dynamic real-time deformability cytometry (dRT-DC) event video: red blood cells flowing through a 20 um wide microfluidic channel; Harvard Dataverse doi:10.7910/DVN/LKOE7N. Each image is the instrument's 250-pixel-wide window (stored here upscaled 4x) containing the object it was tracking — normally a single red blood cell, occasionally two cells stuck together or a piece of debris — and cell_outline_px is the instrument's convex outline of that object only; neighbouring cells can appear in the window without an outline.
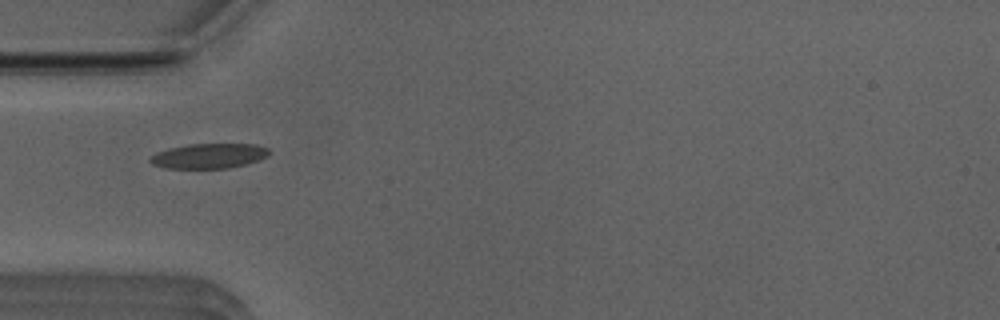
{"species": "Egyptian fruit bat (a non-hibernating species)", "species_latin": "Rousettus aegyptiacus", "temperature_condition": "room temperature", "stored_images_in_passage": 23, "camera_frame_rate_fps": 3000, "um_per_image_px": 0.085, "animal": {"sex": "male"}, "frame": {"image": 1, "passage_image": 1, "time_ms": 0.0, "image_size_px": [1000, 320], "cell_outline_px": [[272, 152], [268, 156], [260, 160], [228, 168], [164, 168], [152, 164], [148, 160], [156, 152], [168, 148], [188, 144], [256, 144], [268, 148]], "centroid_in_image_um": [17.77, 13.25], "position_along_channel_um": 67.2, "area_um2": 17.4}}
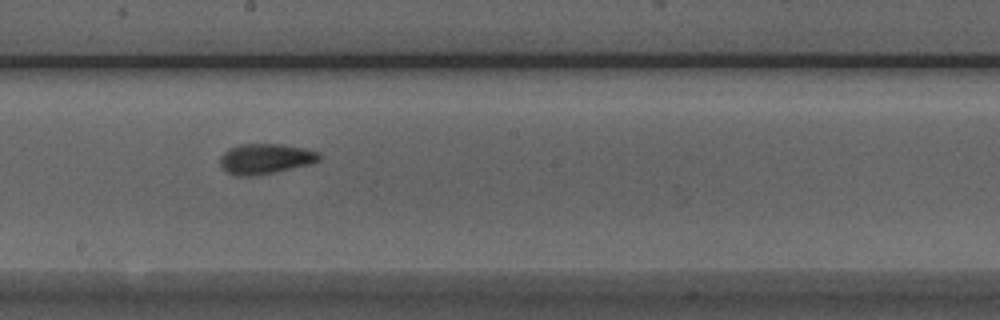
{"frame": {"image": 2, "passage_image": 13, "time_ms": 4.0, "image_size_px": [1000, 320], "cell_outline_px": [[320, 160], [312, 164], [276, 172], [252, 176], [236, 176], [224, 172], [220, 164], [220, 156], [228, 148], [240, 144], [284, 144], [304, 148], [320, 152]], "centroid_in_image_um": [22.55, 13.5], "position_along_channel_um": 225.6, "area_um2": 17.86}}
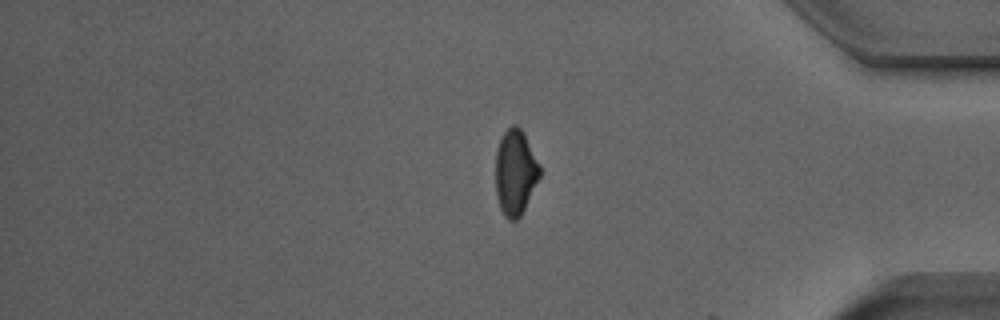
{"frame": {"image": 3, "passage_image": 22, "time_ms": 7.0, "image_size_px": [1000, 320], "cell_outline_px": [[540, 176], [520, 216], [516, 220], [508, 220], [504, 216], [500, 208], [496, 196], [496, 152], [500, 140], [504, 132], [512, 124], [516, 124], [520, 128], [540, 164]], "centroid_in_image_um": [43.79, 14.66], "position_along_channel_um": 391.4, "area_um2": 21.73}}